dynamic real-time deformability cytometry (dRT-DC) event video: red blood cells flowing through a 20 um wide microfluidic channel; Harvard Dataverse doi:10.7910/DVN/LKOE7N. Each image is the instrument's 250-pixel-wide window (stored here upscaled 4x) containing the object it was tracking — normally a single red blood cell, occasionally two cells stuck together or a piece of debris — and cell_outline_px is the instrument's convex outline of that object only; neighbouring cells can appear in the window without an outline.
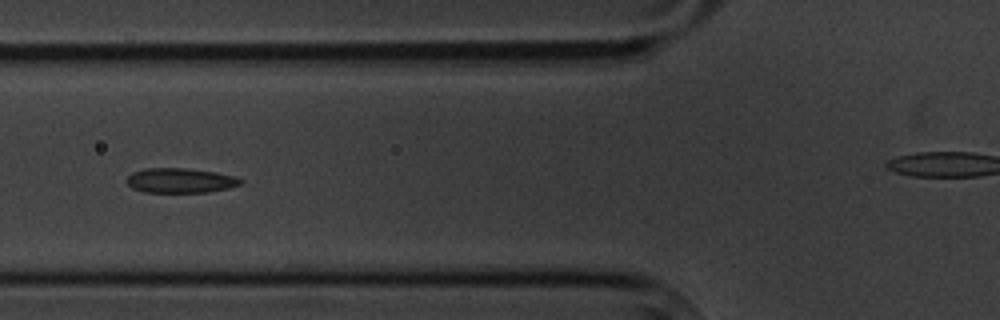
{"species": "common noctule bat (a hibernating species)", "species_latin": "Nyctalus noctula", "temperature_condition": "cold", "stored_images_in_passage": 7, "segment_of_instrument_passage": [1, 2], "camera_frame_rate_fps": 3000, "um_per_image_px": 0.085, "animal": {"sex": "male", "body_mass_g": 20.1, "forearm_length_mm": 53.5}, "frame": {"image": 1, "passage_image": 6, "time_ms": 5.667, "image_size_px": [1000, 320], "cell_outline_px": [[244, 180], [240, 184], [228, 188], [208, 192], [144, 192], [132, 188], [128, 184], [128, 176], [132, 172], [144, 168], [184, 168], [216, 172], [236, 176]], "centroid_in_image_um": [15.34, 15.34], "position_along_channel_um": 110.5, "area_um2": 16.42}}